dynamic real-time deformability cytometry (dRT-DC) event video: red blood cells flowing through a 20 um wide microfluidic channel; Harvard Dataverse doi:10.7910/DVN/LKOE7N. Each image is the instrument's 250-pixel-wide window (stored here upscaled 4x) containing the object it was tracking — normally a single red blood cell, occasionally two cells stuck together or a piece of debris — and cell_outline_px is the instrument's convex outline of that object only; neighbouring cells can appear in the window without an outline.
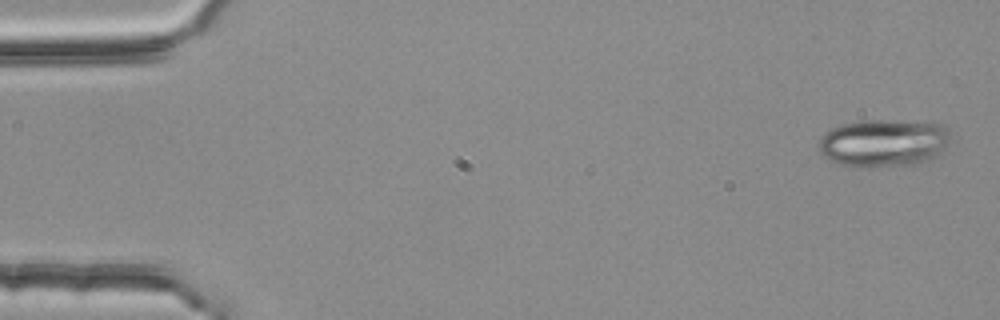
{"species": "common noctule bat (a hibernating species)", "species_latin": "Nyctalus noctula", "temperature_condition": "room temperature", "stored_images_in_passage": 5, "camera_frame_rate_fps": 3000, "um_per_image_px": 0.085, "animal": {"sex": "female", "body_mass_g": 25.1}, "frame": {"image": 1, "passage_image": 1, "time_ms": 0.0, "image_size_px": [1000, 320], "cell_outline_px": [[952, 140], [932, 160], [920, 164], [840, 164], [828, 160], [820, 152], [820, 136], [824, 132], [840, 124], [860, 120], [900, 120], [944, 124], [952, 136]], "centroid_in_image_um": [75.16, 12.09], "position_along_channel_um": 9.8, "area_um2": 36.3}}